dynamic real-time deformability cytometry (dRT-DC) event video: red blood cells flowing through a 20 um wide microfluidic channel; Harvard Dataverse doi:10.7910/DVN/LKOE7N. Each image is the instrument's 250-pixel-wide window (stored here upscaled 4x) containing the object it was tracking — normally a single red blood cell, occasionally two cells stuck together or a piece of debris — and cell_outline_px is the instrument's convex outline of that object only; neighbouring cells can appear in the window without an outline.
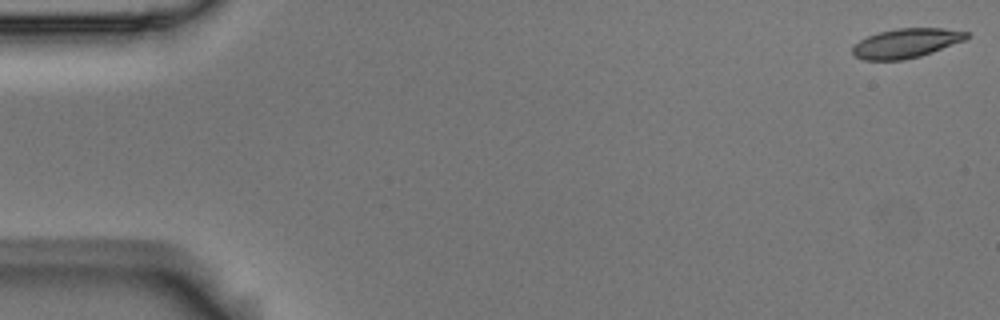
{"species": "Egyptian fruit bat (a non-hibernating species)", "species_latin": "Rousettus aegyptiacus", "temperature_condition": "room temperature", "stored_images_in_passage": 5, "camera_frame_rate_fps": 3000, "um_per_image_px": 0.085, "animal": {"sex": "male"}, "frame": {"image": 1, "passage_image": 1, "time_ms": 0.0, "image_size_px": [1000, 320], "cell_outline_px": [[972, 36], [964, 40], [932, 52], [920, 56], [904, 60], [864, 60], [856, 56], [852, 52], [852, 48], [860, 40], [868, 36], [880, 32], [896, 28], [944, 28], [972, 32]], "centroid_in_image_um": [77.08, 3.66], "position_along_channel_um": 7.9, "area_um2": 19.54}}
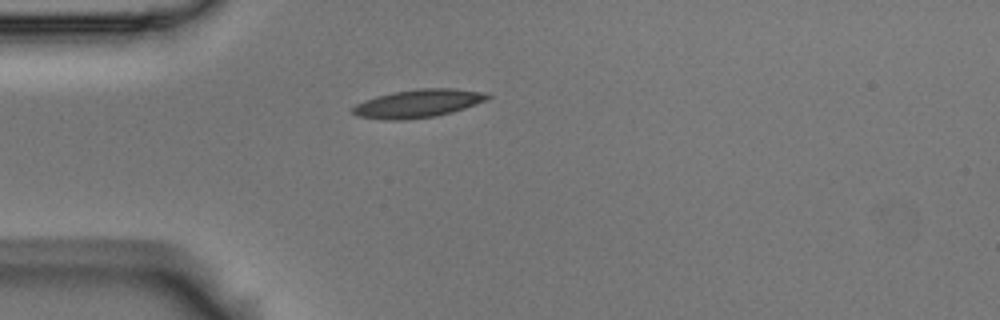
{"frame": {"image": 2, "passage_image": 5, "time_ms": 1.333, "image_size_px": [1000, 320], "cell_outline_px": [[492, 96], [488, 100], [452, 112], [436, 116], [404, 120], [384, 120], [356, 116], [352, 112], [352, 108], [356, 104], [364, 100], [376, 96], [396, 92], [420, 88], [456, 88], [488, 92]], "centroid_in_image_um": [35.57, 8.79], "position_along_channel_um": 49.4, "area_um2": 22.31}}